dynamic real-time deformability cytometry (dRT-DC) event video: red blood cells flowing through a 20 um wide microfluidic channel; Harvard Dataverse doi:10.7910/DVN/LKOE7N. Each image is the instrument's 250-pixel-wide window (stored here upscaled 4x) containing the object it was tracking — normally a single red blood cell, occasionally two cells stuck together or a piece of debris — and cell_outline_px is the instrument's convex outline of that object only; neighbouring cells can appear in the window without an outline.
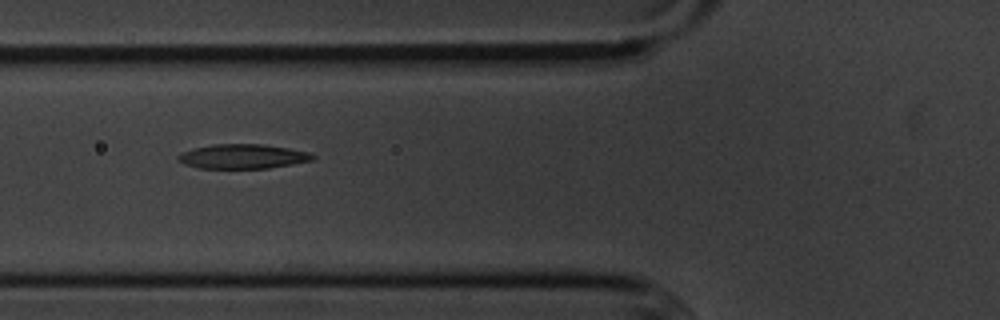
{"species": "common noctule bat (a hibernating species)", "species_latin": "Nyctalus noctula", "temperature_condition": "cold", "stored_images_in_passage": 10, "camera_frame_rate_fps": 3000, "um_per_image_px": 0.085, "animal": {"sex": "male", "body_mass_g": 20.1, "forearm_length_mm": 53.5}, "frame": {"image": 1, "passage_image": 6, "time_ms": 5.667, "image_size_px": [1000, 320], "cell_outline_px": [[316, 160], [268, 168], [196, 168], [184, 164], [176, 160], [176, 156], [180, 152], [192, 148], [212, 144], [264, 144], [312, 152], [316, 156]], "centroid_in_image_um": [20.62, 13.29], "position_along_channel_um": 105.2, "area_um2": 19.59}}
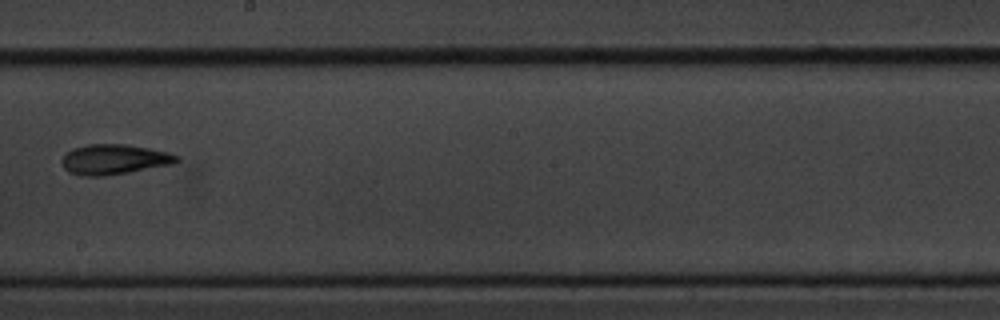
{"frame": {"image": 2, "passage_image": 9, "time_ms": 9.333, "image_size_px": [1000, 320], "cell_outline_px": [[180, 160], [176, 164], [104, 176], [84, 176], [68, 172], [60, 164], [60, 160], [72, 148], [88, 144], [128, 144], [168, 152], [176, 156]], "centroid_in_image_um": [9.69, 13.55], "position_along_channel_um": 238.5, "area_um2": 20.29}}
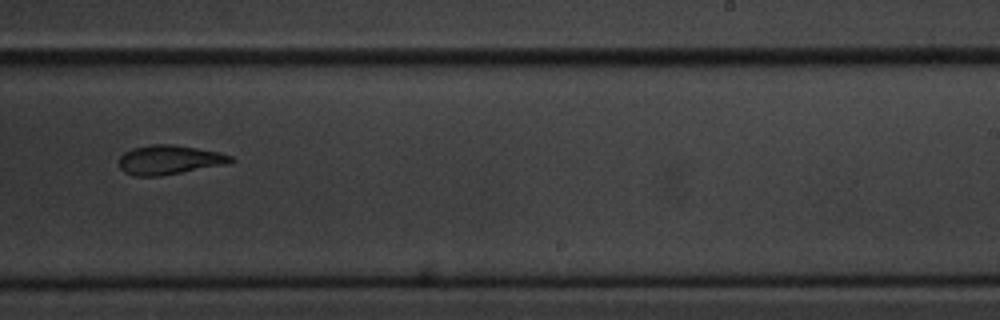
{"frame": {"image": 3, "passage_image": 10, "time_ms": 10.333, "image_size_px": [1000, 320], "cell_outline_px": [[236, 160], [228, 164], [160, 176], [132, 176], [124, 172], [120, 168], [120, 156], [124, 152], [132, 148], [152, 144], [172, 144], [220, 152], [232, 156]], "centroid_in_image_um": [14.4, 13.59], "position_along_channel_um": 274.6, "area_um2": 19.19}}